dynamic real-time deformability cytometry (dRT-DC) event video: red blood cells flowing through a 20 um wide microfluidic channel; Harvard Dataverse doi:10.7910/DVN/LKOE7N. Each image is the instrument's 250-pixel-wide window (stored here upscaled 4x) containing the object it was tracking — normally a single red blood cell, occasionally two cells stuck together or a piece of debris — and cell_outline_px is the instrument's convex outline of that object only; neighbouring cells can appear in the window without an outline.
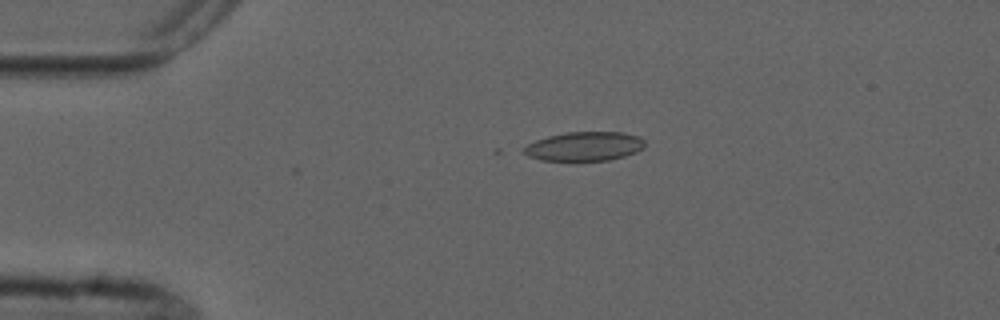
{"species": "common noctule bat (a hibernating species)", "species_latin": "Nyctalus noctula", "temperature_condition": "cold", "stored_images_in_passage": 3, "camera_frame_rate_fps": 3000, "um_per_image_px": 0.085, "animal": {"sex": "male", "forearm_length_mm": 52.5}, "frame": {"image": 1, "passage_image": 1, "time_ms": 0.0, "image_size_px": [1000, 320], "cell_outline_px": [[644, 148], [636, 152], [624, 156], [608, 160], [540, 160], [528, 156], [520, 148], [536, 140], [548, 136], [564, 132], [620, 132], [640, 136], [644, 140]], "centroid_in_image_um": [49.66, 12.43], "position_along_channel_um": 35.3, "area_um2": 20.52}}
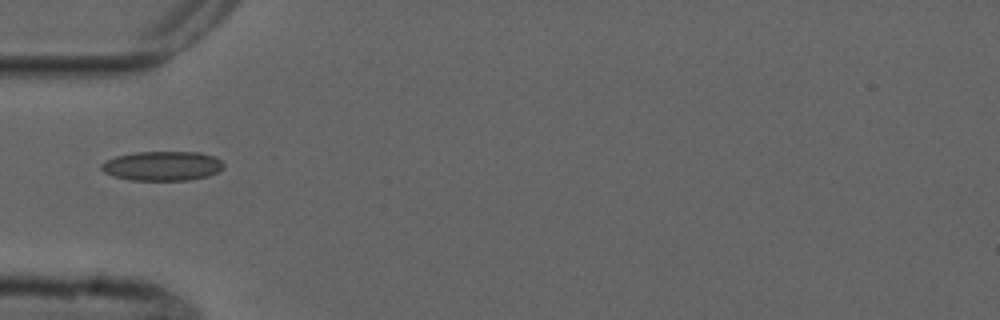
{"frame": {"image": 2, "passage_image": 3, "time_ms": 2.0, "image_size_px": [1000, 320], "cell_outline_px": [[224, 168], [208, 176], [188, 180], [132, 180], [112, 176], [104, 172], [100, 168], [100, 164], [116, 156], [136, 152], [200, 152], [216, 156], [224, 164]], "centroid_in_image_um": [13.81, 14.1], "position_along_channel_um": 71.2, "area_um2": 21.04}}